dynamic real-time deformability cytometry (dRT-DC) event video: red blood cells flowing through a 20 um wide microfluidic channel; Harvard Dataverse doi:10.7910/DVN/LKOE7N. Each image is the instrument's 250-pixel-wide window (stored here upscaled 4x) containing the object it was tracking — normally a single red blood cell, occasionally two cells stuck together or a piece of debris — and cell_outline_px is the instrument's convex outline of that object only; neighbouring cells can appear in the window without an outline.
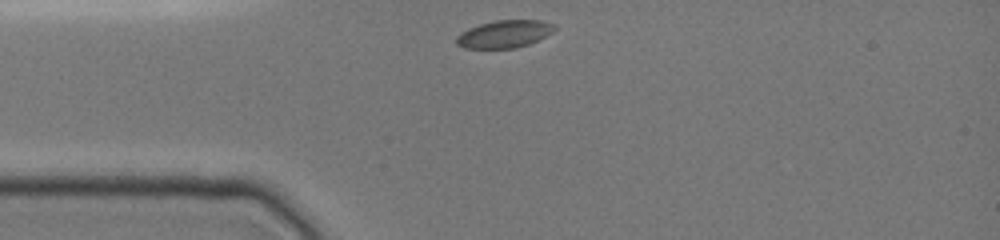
{"species": "common noctule bat (a hibernating species)", "species_latin": "Nyctalus noctula", "temperature_condition": "cold", "stored_images_in_passage": 9, "camera_frame_rate_fps": 3000, "um_per_image_px": 0.085, "animal": {"sex": "female", "body_mass_g": 19.0, "forearm_length_mm": 51.5}, "frame": {"image": 1, "passage_image": 1, "time_ms": 0.0, "image_size_px": [1000, 240], "cell_outline_px": [[556, 28], [552, 32], [528, 44], [516, 48], [464, 48], [456, 44], [456, 36], [460, 32], [468, 28], [480, 24], [496, 20], [540, 20], [556, 24]], "centroid_in_image_um": [42.85, 2.88], "position_along_channel_um": 42.2, "area_um2": 15.72}}
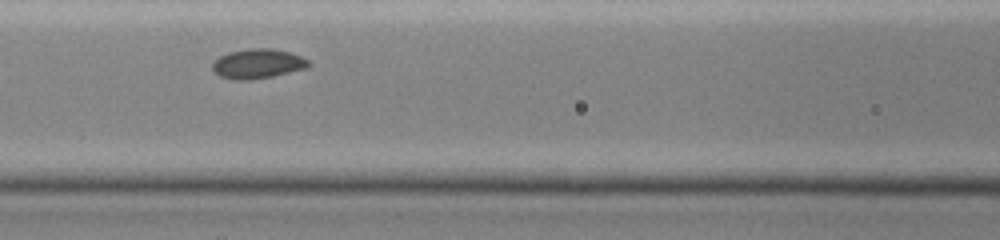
{"frame": {"image": 2, "passage_image": 6, "time_ms": 3.0, "image_size_px": [1000, 240], "cell_outline_px": [[312, 64], [308, 68], [272, 76], [248, 80], [236, 80], [220, 76], [212, 68], [212, 64], [220, 56], [228, 52], [248, 48], [268, 48], [288, 52], [300, 56], [308, 60]], "centroid_in_image_um": [21.92, 5.41], "position_along_channel_um": 144.7, "area_um2": 16.47}}
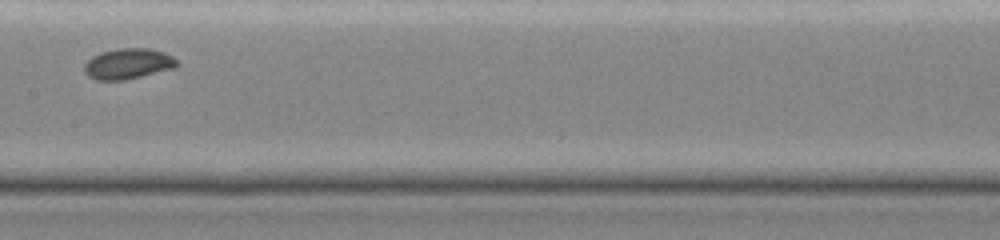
{"frame": {"image": 3, "passage_image": 8, "time_ms": 4.333, "image_size_px": [1000, 240], "cell_outline_px": [[180, 64], [176, 68], [124, 80], [96, 80], [88, 76], [84, 72], [84, 64], [92, 56], [100, 52], [120, 48], [148, 48], [164, 52], [172, 56]], "centroid_in_image_um": [10.89, 5.42], "position_along_channel_um": 196.5, "area_um2": 16.65}}